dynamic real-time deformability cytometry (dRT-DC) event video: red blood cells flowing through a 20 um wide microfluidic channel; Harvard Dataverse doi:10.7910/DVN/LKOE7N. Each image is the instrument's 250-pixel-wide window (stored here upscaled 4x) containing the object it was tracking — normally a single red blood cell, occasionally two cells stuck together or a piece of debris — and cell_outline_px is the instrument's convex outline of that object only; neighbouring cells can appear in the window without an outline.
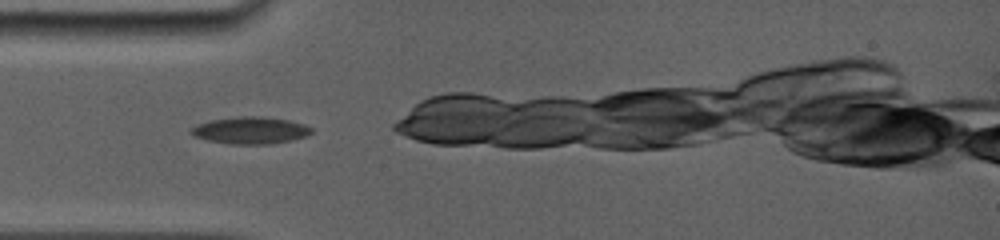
{"species": "common noctule bat (a hibernating species)", "species_latin": "Nyctalus noctula", "temperature_condition": "room temperature", "stored_images_in_passage": 62, "camera_frame_rate_fps": 5000, "um_per_image_px": 0.085, "animal": {"sex": "female", "body_mass_g": 19.0, "forearm_length_mm": 56.7}, "frame": {"image": 1, "passage_image": 1, "time_ms": 0.0, "image_size_px": [1000, 240], "cell_outline_px": [[312, 132], [308, 136], [268, 144], [232, 144], [208, 140], [196, 136], [188, 132], [188, 128], [196, 124], [208, 120], [236, 116], [256, 116], [288, 120], [304, 124], [312, 128]], "centroid_in_image_um": [21.23, 11.07], "position_along_channel_um": 63.8, "area_um2": 18.96}}